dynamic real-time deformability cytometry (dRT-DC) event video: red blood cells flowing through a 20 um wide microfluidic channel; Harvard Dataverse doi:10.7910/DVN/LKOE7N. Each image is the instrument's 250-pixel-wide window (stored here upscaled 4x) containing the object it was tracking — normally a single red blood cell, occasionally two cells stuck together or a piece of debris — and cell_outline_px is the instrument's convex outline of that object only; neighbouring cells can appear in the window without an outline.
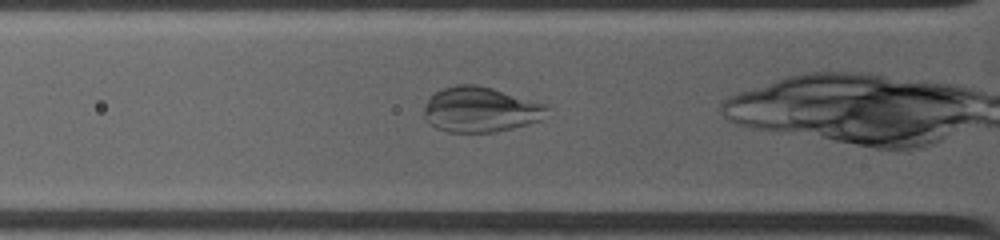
{"species": "common noctule bat (a hibernating species)", "species_latin": "Nyctalus noctula", "temperature_condition": "warm", "stored_images_in_passage": 36, "camera_frame_rate_fps": 4500, "um_per_image_px": 0.085, "animal": {"sex": "female", "body_mass_g": 19.0, "forearm_length_mm": 53.3}, "frame": {"image": 1, "passage_image": 5, "time_ms": 0.889, "image_size_px": [1000, 240], "cell_outline_px": [[548, 108], [540, 120], [528, 124], [496, 132], [448, 132], [436, 128], [424, 116], [424, 108], [428, 100], [436, 92], [444, 88], [456, 84], [476, 84], [492, 88], [544, 104]], "centroid_in_image_um": [40.81, 9.32], "position_along_channel_um": 85.0, "area_um2": 31.96}}
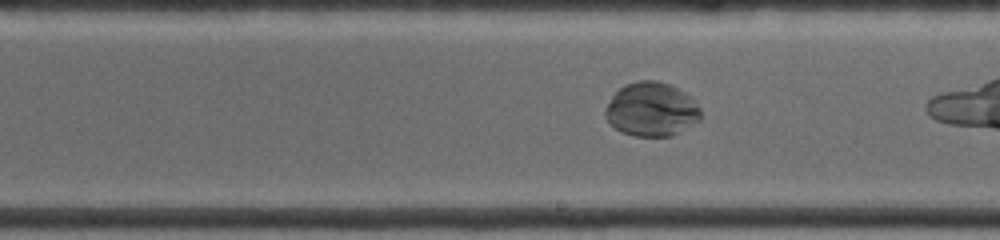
{"frame": {"image": 2, "passage_image": 18, "time_ms": 4.667, "image_size_px": [1000, 240], "cell_outline_px": [[700, 120], [672, 136], [632, 136], [616, 128], [604, 116], [604, 108], [612, 96], [624, 84], [640, 80], [656, 80], [668, 84], [684, 92], [700, 108]], "centroid_in_image_um": [55.35, 9.3], "position_along_channel_um": 233.7, "area_um2": 29.77}}
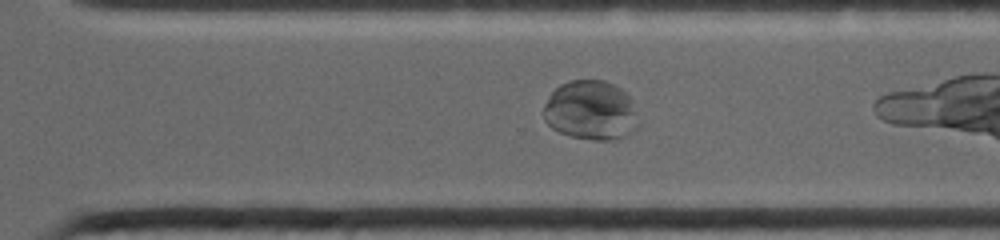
{"frame": {"image": 3, "passage_image": 29, "time_ms": 6.889, "image_size_px": [1000, 240], "cell_outline_px": [[640, 124], [628, 136], [612, 140], [592, 140], [572, 136], [560, 132], [552, 128], [544, 120], [544, 104], [548, 96], [560, 84], [568, 80], [604, 80], [620, 88], [632, 100]], "centroid_in_image_um": [50.23, 9.39], "position_along_channel_um": 320.4, "area_um2": 33.12}}